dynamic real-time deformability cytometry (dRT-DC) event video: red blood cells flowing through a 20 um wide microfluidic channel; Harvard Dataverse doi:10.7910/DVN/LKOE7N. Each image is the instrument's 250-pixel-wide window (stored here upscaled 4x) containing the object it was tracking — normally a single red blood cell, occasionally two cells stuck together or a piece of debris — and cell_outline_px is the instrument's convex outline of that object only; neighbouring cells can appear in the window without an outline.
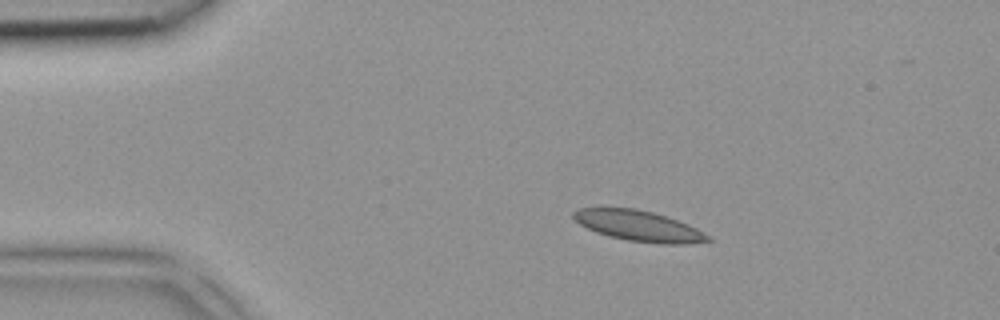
{"species": "common noctule bat (a hibernating species)", "species_latin": "Nyctalus noctula", "temperature_condition": "room temperature", "stored_images_in_passage": 4, "camera_frame_rate_fps": 3000, "um_per_image_px": 0.085, "animal": {"sex": "female", "body_mass_g": 18.4}, "frame": {"image": 1, "passage_image": 2, "time_ms": 0.333, "image_size_px": [1000, 320], "cell_outline_px": [[712, 240], [684, 244], [660, 244], [628, 240], [608, 236], [596, 232], [580, 224], [572, 216], [572, 212], [580, 208], [636, 208], [652, 212], [688, 224], [712, 236]], "centroid_in_image_um": [54.31, 19.21], "position_along_channel_um": 30.7, "area_um2": 23.81}}
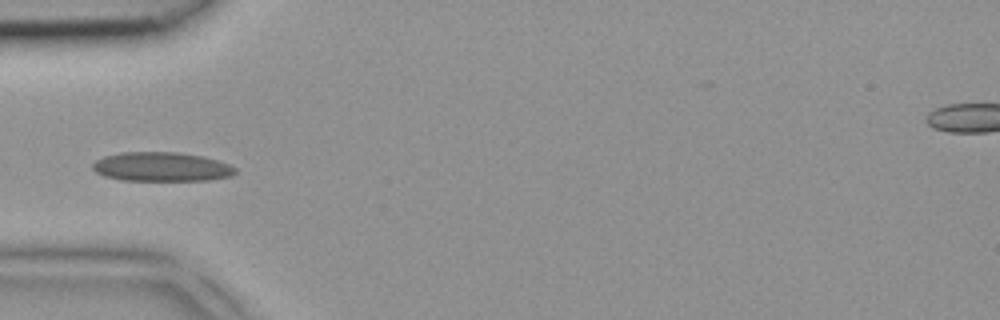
{"frame": {"image": 2, "passage_image": 4, "time_ms": 1.0, "image_size_px": [1000, 320], "cell_outline_px": [[236, 172], [232, 176], [208, 180], [120, 180], [104, 176], [96, 172], [92, 168], [92, 164], [96, 160], [104, 156], [120, 152], [176, 152], [204, 156], [228, 164], [236, 168]], "centroid_in_image_um": [13.71, 14.17], "position_along_channel_um": 71.3, "area_um2": 24.28}}